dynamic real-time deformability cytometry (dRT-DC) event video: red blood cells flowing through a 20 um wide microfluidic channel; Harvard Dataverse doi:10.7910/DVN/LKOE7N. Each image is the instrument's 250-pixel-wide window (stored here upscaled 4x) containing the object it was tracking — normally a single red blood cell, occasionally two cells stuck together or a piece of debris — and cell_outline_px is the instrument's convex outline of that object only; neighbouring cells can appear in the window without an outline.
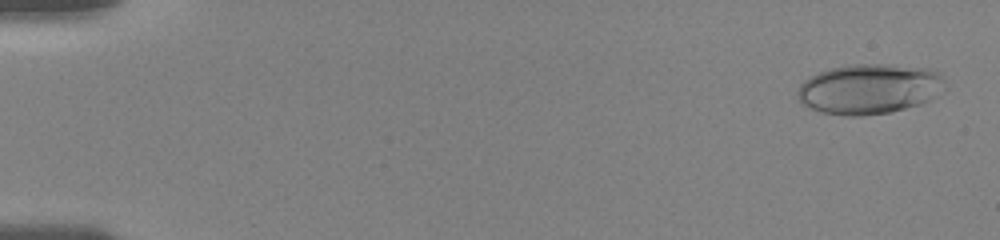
{"species": "human", "species_latin": "Homo sapiens", "temperature_condition": "room temperature", "stored_images_in_passage": 59, "camera_frame_rate_fps": 3000, "um_per_image_px": 0.085, "donor": {"sex": "female"}, "frame": {"image": 1, "passage_image": 2, "time_ms": 0.333, "image_size_px": [1000, 240], "cell_outline_px": [[944, 80], [928, 100], [920, 104], [888, 112], [860, 116], [848, 116], [824, 112], [812, 108], [804, 104], [800, 100], [796, 92], [800, 84], [804, 80], [820, 72], [832, 68], [848, 64], [888, 64], [928, 68], [940, 72], [944, 76]], "centroid_in_image_um": [73.84, 7.54], "position_along_channel_um": 11.2, "area_um2": 42.37}}
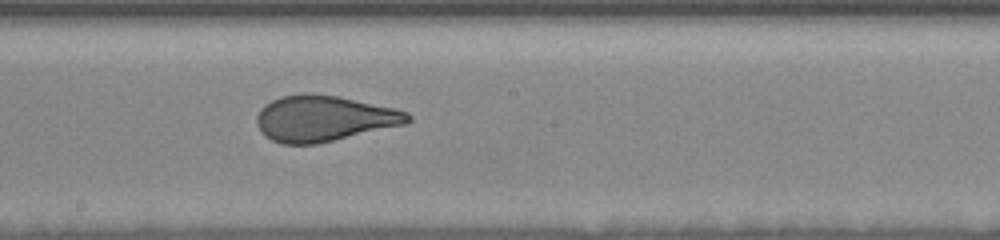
{"frame": {"image": 2, "passage_image": 33, "time_ms": 10.0, "image_size_px": [1000, 240], "cell_outline_px": [[412, 120], [408, 124], [316, 144], [284, 144], [272, 140], [256, 124], [256, 116], [260, 108], [264, 104], [280, 96], [304, 92], [308, 92], [336, 96], [396, 108], [408, 112], [412, 116]], "centroid_in_image_um": [27.56, 10.05], "position_along_channel_um": 220.6, "area_um2": 40.58}}
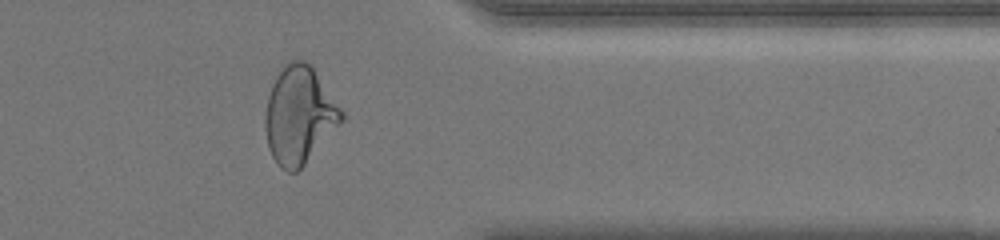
{"frame": {"image": 3, "passage_image": 49, "time_ms": 14.667, "image_size_px": [1000, 240], "cell_outline_px": [[344, 120], [304, 164], [296, 172], [288, 172], [280, 168], [272, 156], [268, 148], [264, 128], [264, 116], [268, 96], [272, 84], [280, 68], [284, 64], [292, 60], [304, 60], [312, 68], [344, 112]], "centroid_in_image_um": [25.4, 9.8], "position_along_channel_um": 386.0, "area_um2": 43.0}}